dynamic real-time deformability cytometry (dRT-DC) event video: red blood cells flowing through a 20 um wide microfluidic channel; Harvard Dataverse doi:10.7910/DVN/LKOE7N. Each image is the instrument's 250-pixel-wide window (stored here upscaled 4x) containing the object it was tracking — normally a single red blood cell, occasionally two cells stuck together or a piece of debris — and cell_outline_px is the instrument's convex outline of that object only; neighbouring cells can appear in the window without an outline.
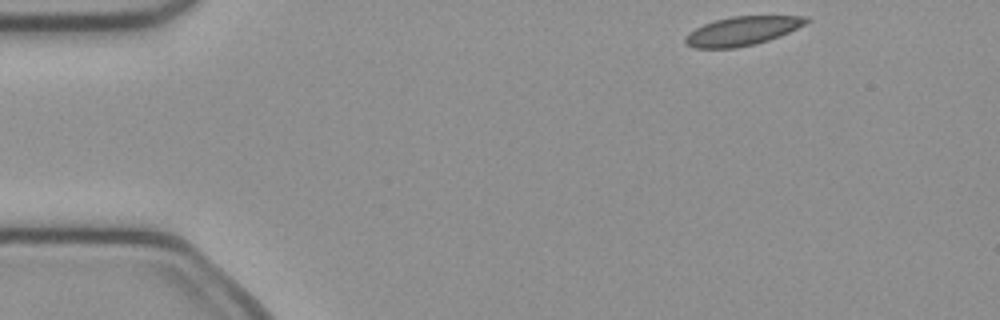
{"species": "common noctule bat (a hibernating species)", "species_latin": "Nyctalus noctula", "temperature_condition": "cold", "stored_images_in_passage": 45, "camera_frame_rate_fps": 3000, "um_per_image_px": 0.085, "animal": {"sex": "female", "body_mass_g": 21.9}, "frame": {"image": 1, "passage_image": 1, "time_ms": 0.0, "image_size_px": [1000, 320], "cell_outline_px": [[812, 20], [780, 36], [756, 44], [736, 48], [696, 48], [684, 44], [684, 36], [688, 32], [704, 24], [716, 20], [732, 16], [808, 16]], "centroid_in_image_um": [63.06, 2.64], "position_along_channel_um": 21.9, "area_um2": 20.4}}
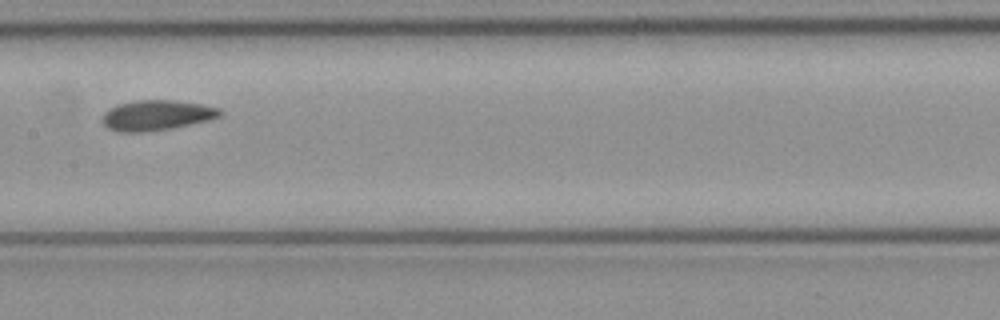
{"frame": {"image": 2, "passage_image": 20, "time_ms": 6.333, "image_size_px": [1000, 320], "cell_outline_px": [[224, 112], [220, 116], [208, 120], [172, 128], [144, 132], [116, 132], [108, 128], [104, 124], [104, 112], [108, 108], [120, 104], [136, 100], [172, 100], [200, 104], [220, 108]], "centroid_in_image_um": [13.32, 9.8], "position_along_channel_um": 194.1, "area_um2": 20.63}}
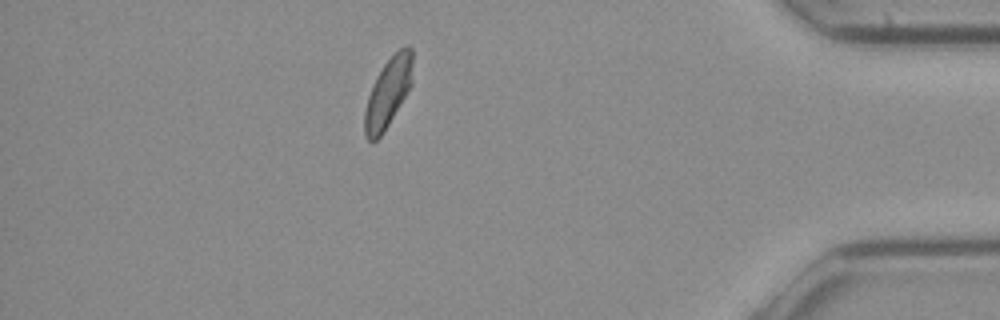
{"frame": {"image": 3, "passage_image": 39, "time_ms": 12.667, "image_size_px": [1000, 320], "cell_outline_px": [[412, 84], [384, 132], [376, 140], [368, 140], [364, 136], [364, 112], [368, 96], [376, 76], [384, 64], [404, 44], [408, 44], [412, 48]], "centroid_in_image_um": [32.98, 7.86], "position_along_channel_um": 402.2, "area_um2": 19.36}, "authors_computed_cell_mechanics": {"area_um2": 20.1722, "velocity_mm_per_s": 4.0083, "shape_relaxation_time_tau1_ms": 7.9605, "shape_relaxation_time_tau2_ms": null, "deformation_change_tau1": 0.1269, "deformation_change_tau2": null}}